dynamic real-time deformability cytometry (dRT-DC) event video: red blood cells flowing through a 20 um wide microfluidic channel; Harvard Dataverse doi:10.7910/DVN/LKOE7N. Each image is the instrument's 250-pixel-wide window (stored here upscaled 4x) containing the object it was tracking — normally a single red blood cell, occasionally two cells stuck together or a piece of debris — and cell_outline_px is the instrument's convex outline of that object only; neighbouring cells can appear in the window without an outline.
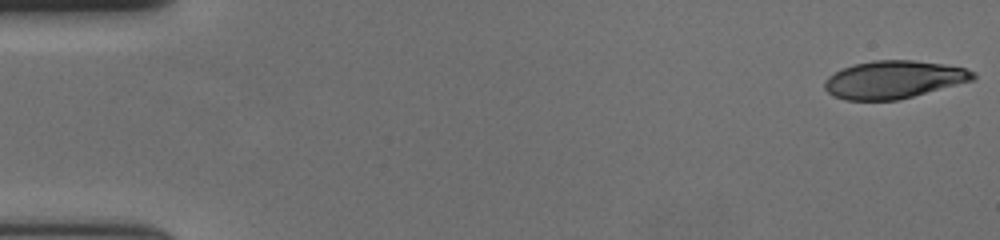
{"species": "human", "species_latin": "Homo sapiens", "temperature_condition": "cold", "stored_images_in_passage": 57, "camera_frame_rate_fps": 3000, "um_per_image_px": 0.085, "donor": {"sex": "female"}, "frame": {"image": 1, "passage_image": 1, "time_ms": 0.0, "image_size_px": [1000, 240], "cell_outline_px": [[976, 80], [896, 100], [844, 100], [832, 96], [824, 88], [824, 80], [828, 76], [852, 64], [872, 60], [916, 60], [944, 64], [964, 68], [976, 72]], "centroid_in_image_um": [75.97, 6.76], "position_along_channel_um": 9.0, "area_um2": 32.83}}
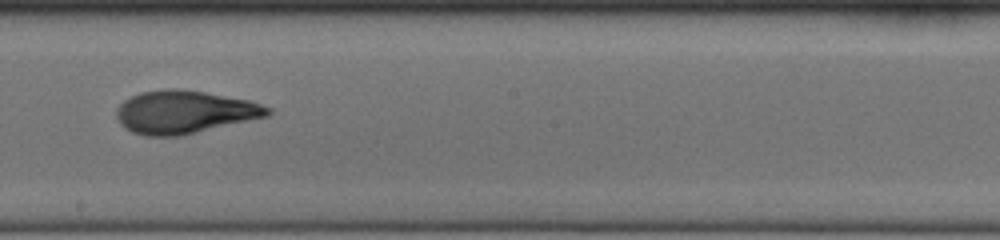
{"frame": {"image": 2, "passage_image": 33, "time_ms": 10.667, "image_size_px": [1000, 240], "cell_outline_px": [[272, 112], [268, 116], [180, 136], [144, 136], [132, 132], [124, 128], [120, 124], [116, 116], [116, 108], [124, 100], [140, 92], [168, 88], [176, 88], [204, 92], [248, 100], [272, 108]], "centroid_in_image_um": [15.65, 9.53], "position_along_channel_um": 232.6, "area_um2": 37.86}}
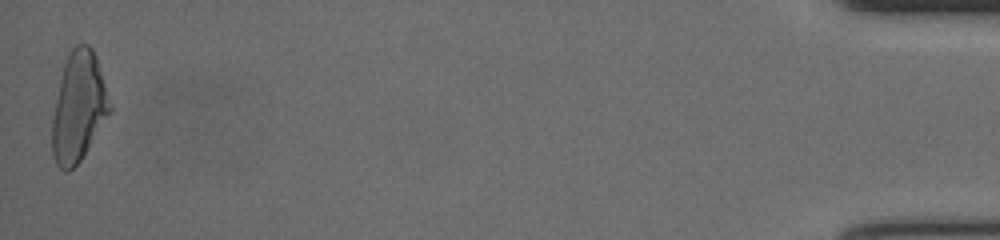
{"frame": {"image": 3, "passage_image": 57, "time_ms": 18.667, "image_size_px": [1000, 240], "cell_outline_px": [[112, 112], [80, 160], [68, 172], [64, 172], [56, 164], [52, 156], [52, 120], [60, 80], [64, 64], [68, 52], [76, 44], [88, 44], [92, 48], [96, 56], [112, 104]], "centroid_in_image_um": [6.7, 9.09], "position_along_channel_um": 428.5, "area_um2": 36.93}, "authors_computed_cell_mechanics": {"area_um2": 36.2984, "velocity_mm_per_s": 3.641, "shape_relaxation_time_tau1_ms": 5.9588, "shape_relaxation_time_tau2_ms": 1.6579, "deformation_change_tau1": 0.2255, "deformation_change_tau2": 0.0904}}